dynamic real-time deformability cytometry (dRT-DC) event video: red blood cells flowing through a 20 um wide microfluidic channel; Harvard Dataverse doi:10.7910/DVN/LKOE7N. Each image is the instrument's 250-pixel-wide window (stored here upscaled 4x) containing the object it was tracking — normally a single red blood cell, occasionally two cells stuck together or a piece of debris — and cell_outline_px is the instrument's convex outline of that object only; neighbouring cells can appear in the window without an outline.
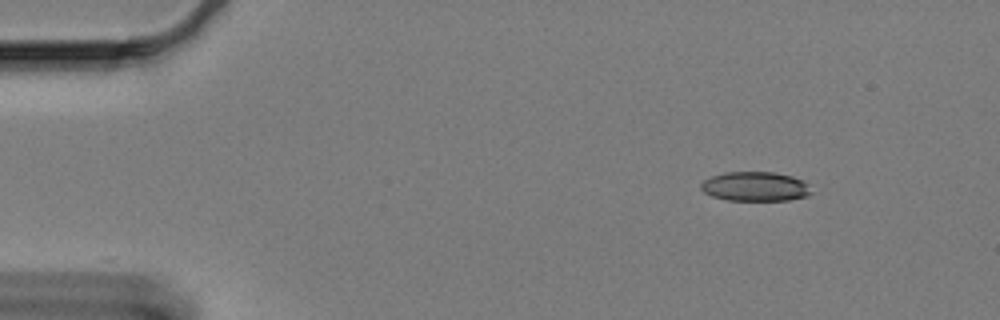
{"species": "Egyptian fruit bat (a non-hibernating species)", "species_latin": "Rousettus aegyptiacus", "temperature_condition": "cold", "stored_images_in_passage": 36, "camera_frame_rate_fps": 3000, "um_per_image_px": 0.085, "animal": {"sex": "female"}, "frame": {"image": 1, "passage_image": 1, "time_ms": 0.0, "image_size_px": [1000, 320], "cell_outline_px": [[812, 192], [808, 196], [788, 200], [728, 200], [712, 196], [704, 192], [700, 188], [700, 184], [704, 180], [712, 176], [724, 172], [776, 172], [792, 176], [804, 180], [808, 184]], "centroid_in_image_um": [64.21, 15.84], "position_along_channel_um": 20.8, "area_um2": 19.02}}
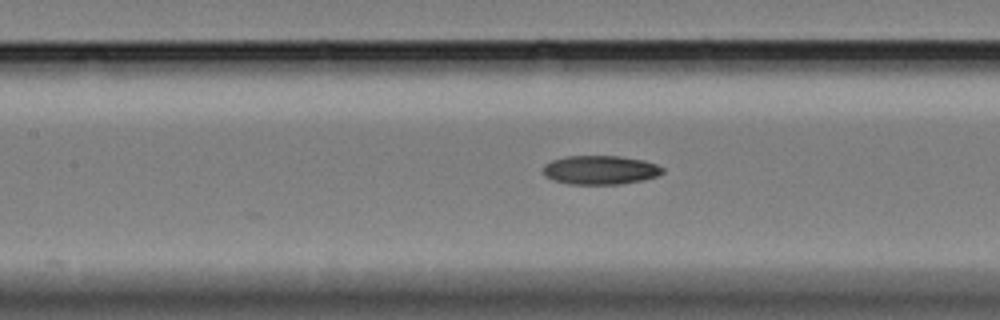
{"frame": {"image": 2, "passage_image": 21, "time_ms": 6.667, "image_size_px": [1000, 320], "cell_outline_px": [[664, 172], [656, 176], [644, 180], [620, 184], [568, 184], [552, 180], [544, 176], [544, 164], [552, 160], [564, 156], [620, 156], [644, 160], [656, 164], [664, 168]], "centroid_in_image_um": [51.02, 14.45], "position_along_channel_um": 156.4, "area_um2": 20.29}}
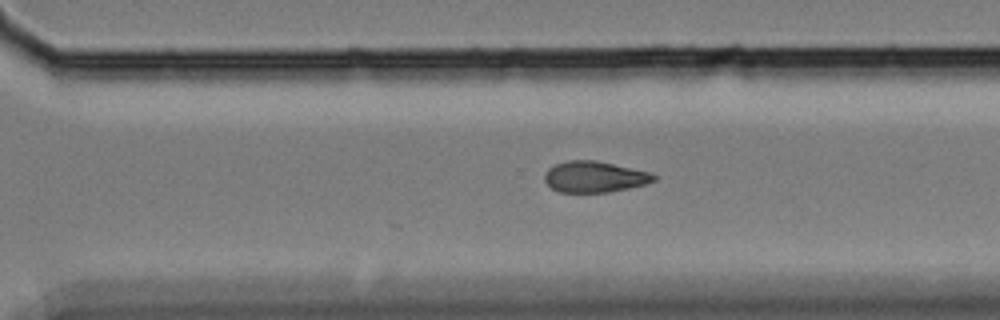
{"frame": {"image": 3, "passage_image": 36, "time_ms": 11.667, "image_size_px": [1000, 320], "cell_outline_px": [[656, 180], [644, 184], [628, 188], [608, 192], [560, 192], [552, 188], [544, 180], [544, 176], [548, 168], [556, 164], [568, 160], [596, 160], [648, 172], [656, 176]], "centroid_in_image_um": [50.5, 15.03], "position_along_channel_um": 320.1, "area_um2": 19.54}}